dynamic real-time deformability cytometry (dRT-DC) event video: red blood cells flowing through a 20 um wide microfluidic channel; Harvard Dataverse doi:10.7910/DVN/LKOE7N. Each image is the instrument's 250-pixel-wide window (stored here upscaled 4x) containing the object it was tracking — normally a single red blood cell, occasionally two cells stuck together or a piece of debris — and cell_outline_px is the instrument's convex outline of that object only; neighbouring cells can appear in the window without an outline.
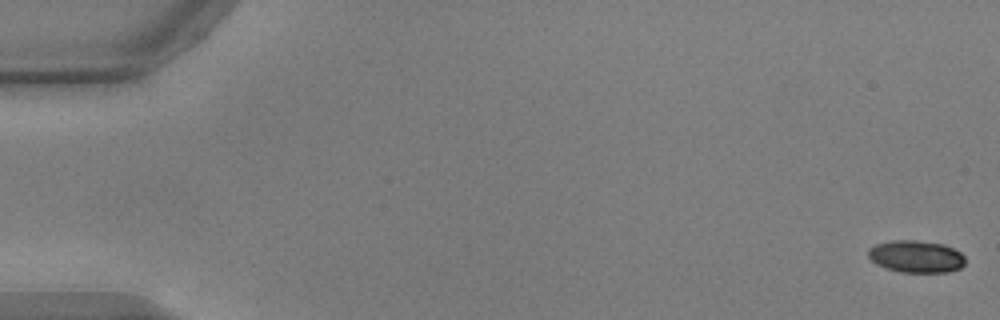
{"species": "common noctule bat (a hibernating species)", "species_latin": "Nyctalus noctula", "temperature_condition": "warm", "stored_images_in_passage": 54, "camera_frame_rate_fps": 3000, "um_per_image_px": 0.085, "animal": {"sex": "male", "body_mass_g": 17.9, "forearm_length_mm": 54.2}, "frame": {"image": 1, "passage_image": 1, "time_ms": 0.0, "image_size_px": [1000, 320], "cell_outline_px": [[964, 264], [960, 268], [948, 272], [900, 272], [884, 268], [876, 264], [868, 256], [868, 248], [876, 244], [888, 240], [916, 240], [944, 244], [960, 252], [964, 256]], "centroid_in_image_um": [77.84, 21.8], "position_along_channel_um": 7.2, "area_um2": 18.32}}
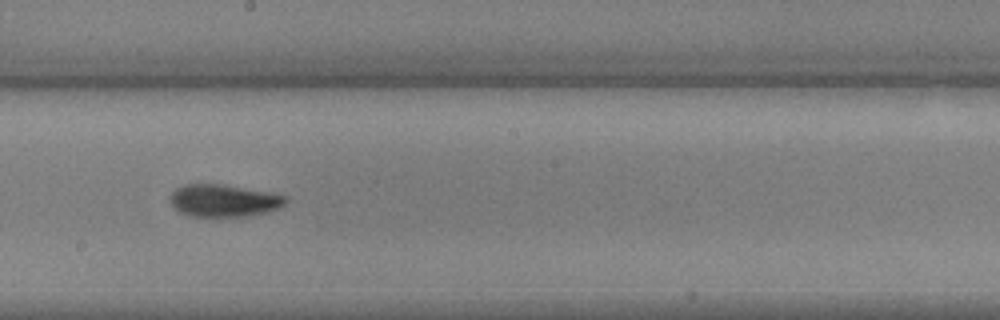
{"frame": {"image": 2, "passage_image": 31, "time_ms": 10.0, "image_size_px": [1000, 320], "cell_outline_px": [[288, 200], [284, 204], [276, 208], [264, 212], [248, 216], [188, 216], [180, 212], [168, 200], [168, 196], [176, 188], [184, 184], [224, 184], [268, 192], [288, 196]], "centroid_in_image_um": [18.98, 17.04], "position_along_channel_um": 229.2, "area_um2": 21.73}}
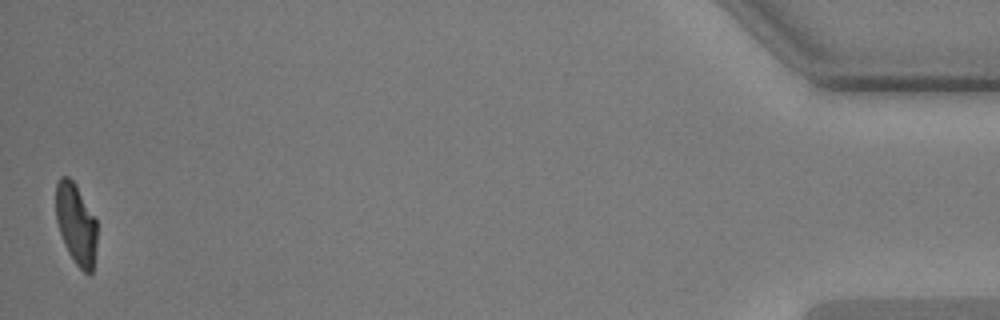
{"frame": {"image": 3, "passage_image": 54, "time_ms": 17.667, "image_size_px": [1000, 320], "cell_outline_px": [[96, 248], [92, 272], [88, 276], [76, 264], [68, 252], [64, 244], [56, 220], [56, 184], [60, 176], [68, 176], [76, 184], [96, 220]], "centroid_in_image_um": [6.46, 19.04], "position_along_channel_um": 428.7, "area_um2": 19.36}, "authors_computed_cell_mechanics": {"area_um2": 21.0392, "velocity_mm_per_s": 3.7513, "shape_relaxation_time_tau1_ms": 5.0428, "shape_relaxation_time_tau2_ms": 2.3612, "deformation_change_tau1": 0.1734, "deformation_change_tau2": 0.0924}}